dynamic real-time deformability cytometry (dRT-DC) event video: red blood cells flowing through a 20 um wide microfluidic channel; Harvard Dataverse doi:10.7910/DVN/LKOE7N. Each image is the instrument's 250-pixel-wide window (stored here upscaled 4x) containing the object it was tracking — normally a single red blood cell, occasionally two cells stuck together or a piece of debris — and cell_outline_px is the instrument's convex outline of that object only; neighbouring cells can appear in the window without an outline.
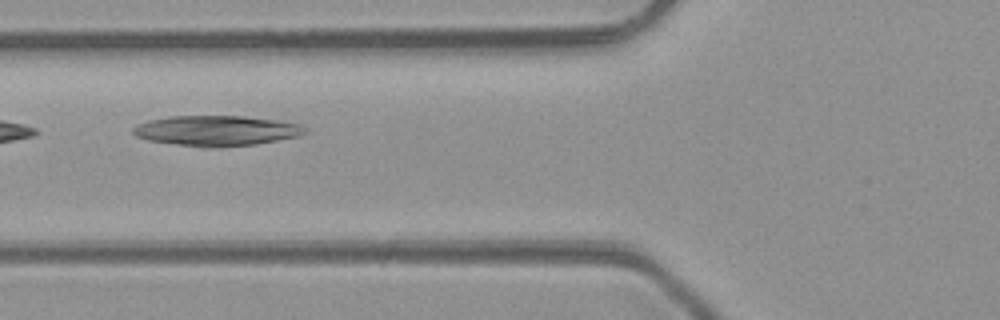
{"species": "common noctule bat (a hibernating species)", "species_latin": "Nyctalus noctula", "temperature_condition": "room temperature", "stored_images_in_passage": 9, "camera_frame_rate_fps": 3000, "um_per_image_px": 0.085, "animal": {"sex": "male", "body_mass_g": 23.1, "forearm_length_mm": 52.7}, "frame": {"image": 1, "passage_image": 7, "time_ms": 7.0, "image_size_px": [1000, 320], "cell_outline_px": [[308, 132], [300, 136], [256, 144], [208, 148], [148, 140], [136, 136], [132, 132], [132, 128], [136, 124], [148, 120], [168, 116], [244, 116], [276, 120], [300, 124]], "centroid_in_image_um": [18.38, 11.1], "position_along_channel_um": 107.4, "area_um2": 30.35}}
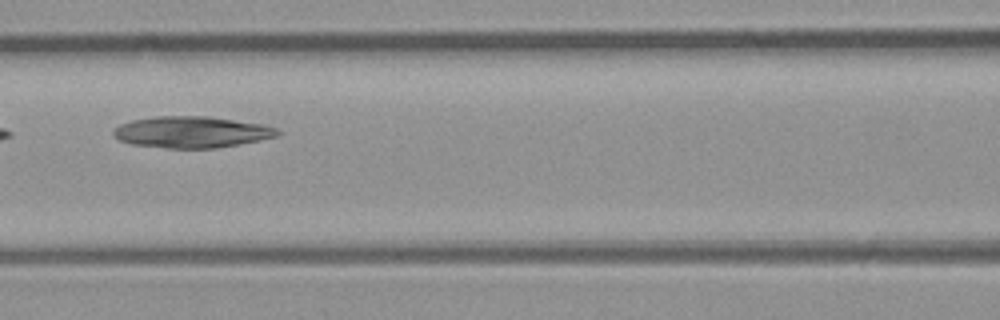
{"frame": {"image": 2, "passage_image": 8, "time_ms": 8.0, "image_size_px": [1000, 320], "cell_outline_px": [[280, 132], [276, 136], [260, 140], [240, 144], [216, 148], [168, 148], [132, 144], [120, 140], [112, 132], [120, 124], [132, 120], [156, 116], [208, 116], [260, 124], [276, 128]], "centroid_in_image_um": [16.28, 11.22], "position_along_channel_um": 150.3, "area_um2": 29.71}}
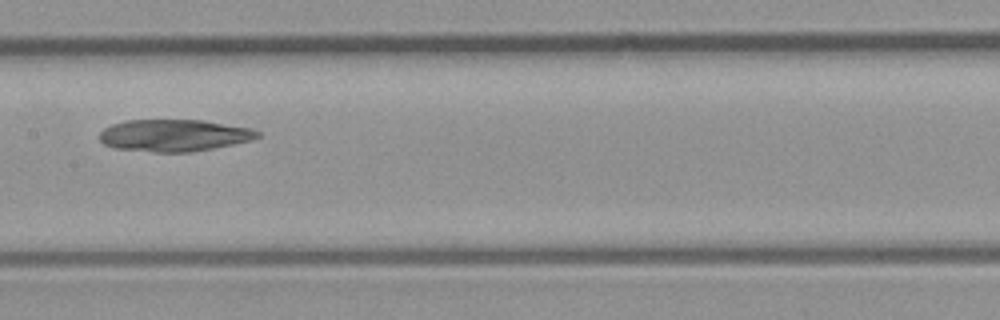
{"frame": {"image": 3, "passage_image": 9, "time_ms": 9.0, "image_size_px": [1000, 320], "cell_outline_px": [[260, 136], [252, 140], [212, 148], [188, 152], [156, 152], [116, 148], [104, 144], [100, 140], [100, 132], [104, 128], [112, 124], [124, 120], [204, 120], [252, 128], [260, 132]], "centroid_in_image_um": [14.8, 11.49], "position_along_channel_um": 192.6, "area_um2": 29.36}}